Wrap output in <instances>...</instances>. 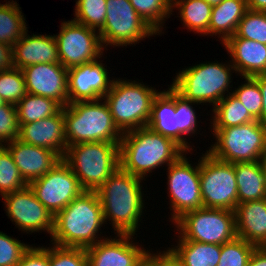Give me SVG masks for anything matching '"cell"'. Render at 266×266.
Returning a JSON list of instances; mask_svg holds the SVG:
<instances>
[{
  "mask_svg": "<svg viewBox=\"0 0 266 266\" xmlns=\"http://www.w3.org/2000/svg\"><path fill=\"white\" fill-rule=\"evenodd\" d=\"M142 182V178L119 167L96 190L105 224L109 221L114 234L137 235L136 232L140 228L141 216H144L145 209Z\"/></svg>",
  "mask_w": 266,
  "mask_h": 266,
  "instance_id": "1",
  "label": "cell"
},
{
  "mask_svg": "<svg viewBox=\"0 0 266 266\" xmlns=\"http://www.w3.org/2000/svg\"><path fill=\"white\" fill-rule=\"evenodd\" d=\"M104 224L96 191L85 190L54 216L50 242L61 247L86 249L107 238L100 231Z\"/></svg>",
  "mask_w": 266,
  "mask_h": 266,
  "instance_id": "2",
  "label": "cell"
},
{
  "mask_svg": "<svg viewBox=\"0 0 266 266\" xmlns=\"http://www.w3.org/2000/svg\"><path fill=\"white\" fill-rule=\"evenodd\" d=\"M185 152L171 138L142 127L123 133L119 143L120 168L146 181L148 173L163 165L168 167Z\"/></svg>",
  "mask_w": 266,
  "mask_h": 266,
  "instance_id": "3",
  "label": "cell"
},
{
  "mask_svg": "<svg viewBox=\"0 0 266 266\" xmlns=\"http://www.w3.org/2000/svg\"><path fill=\"white\" fill-rule=\"evenodd\" d=\"M226 62L215 59L185 67L176 73L170 86L183 98L213 108L232 93V73L236 71L230 60Z\"/></svg>",
  "mask_w": 266,
  "mask_h": 266,
  "instance_id": "4",
  "label": "cell"
},
{
  "mask_svg": "<svg viewBox=\"0 0 266 266\" xmlns=\"http://www.w3.org/2000/svg\"><path fill=\"white\" fill-rule=\"evenodd\" d=\"M64 125L67 146L86 142L120 143L123 135L103 98L66 105Z\"/></svg>",
  "mask_w": 266,
  "mask_h": 266,
  "instance_id": "5",
  "label": "cell"
},
{
  "mask_svg": "<svg viewBox=\"0 0 266 266\" xmlns=\"http://www.w3.org/2000/svg\"><path fill=\"white\" fill-rule=\"evenodd\" d=\"M138 81L114 78L111 89L103 97L122 133L147 127L153 100L160 92Z\"/></svg>",
  "mask_w": 266,
  "mask_h": 266,
  "instance_id": "6",
  "label": "cell"
},
{
  "mask_svg": "<svg viewBox=\"0 0 266 266\" xmlns=\"http://www.w3.org/2000/svg\"><path fill=\"white\" fill-rule=\"evenodd\" d=\"M63 160L81 187L96 191L119 167V143L86 142L67 147Z\"/></svg>",
  "mask_w": 266,
  "mask_h": 266,
  "instance_id": "7",
  "label": "cell"
},
{
  "mask_svg": "<svg viewBox=\"0 0 266 266\" xmlns=\"http://www.w3.org/2000/svg\"><path fill=\"white\" fill-rule=\"evenodd\" d=\"M211 132L215 142L206 152L223 162L260 161L266 148V125L258 120L234 127L211 128Z\"/></svg>",
  "mask_w": 266,
  "mask_h": 266,
  "instance_id": "8",
  "label": "cell"
},
{
  "mask_svg": "<svg viewBox=\"0 0 266 266\" xmlns=\"http://www.w3.org/2000/svg\"><path fill=\"white\" fill-rule=\"evenodd\" d=\"M173 226L178 241L222 245L237 237L235 212L227 209L201 207L188 211Z\"/></svg>",
  "mask_w": 266,
  "mask_h": 266,
  "instance_id": "9",
  "label": "cell"
},
{
  "mask_svg": "<svg viewBox=\"0 0 266 266\" xmlns=\"http://www.w3.org/2000/svg\"><path fill=\"white\" fill-rule=\"evenodd\" d=\"M106 17L99 31L102 45L127 47L159 34L136 12L129 0H106ZM150 36V37H149Z\"/></svg>",
  "mask_w": 266,
  "mask_h": 266,
  "instance_id": "10",
  "label": "cell"
},
{
  "mask_svg": "<svg viewBox=\"0 0 266 266\" xmlns=\"http://www.w3.org/2000/svg\"><path fill=\"white\" fill-rule=\"evenodd\" d=\"M200 155V188L203 207L234 211L238 188L233 163L223 162L208 152Z\"/></svg>",
  "mask_w": 266,
  "mask_h": 266,
  "instance_id": "11",
  "label": "cell"
},
{
  "mask_svg": "<svg viewBox=\"0 0 266 266\" xmlns=\"http://www.w3.org/2000/svg\"><path fill=\"white\" fill-rule=\"evenodd\" d=\"M185 152L167 169L170 222L174 223L184 213L203 207L200 188V158L192 164ZM193 165L195 167H193ZM172 219V220H171Z\"/></svg>",
  "mask_w": 266,
  "mask_h": 266,
  "instance_id": "12",
  "label": "cell"
},
{
  "mask_svg": "<svg viewBox=\"0 0 266 266\" xmlns=\"http://www.w3.org/2000/svg\"><path fill=\"white\" fill-rule=\"evenodd\" d=\"M60 26L59 34L54 37L62 66L69 69L103 57L105 49L98 31L72 19L61 22Z\"/></svg>",
  "mask_w": 266,
  "mask_h": 266,
  "instance_id": "13",
  "label": "cell"
},
{
  "mask_svg": "<svg viewBox=\"0 0 266 266\" xmlns=\"http://www.w3.org/2000/svg\"><path fill=\"white\" fill-rule=\"evenodd\" d=\"M28 185L53 217L85 191L63 159L44 176L33 180Z\"/></svg>",
  "mask_w": 266,
  "mask_h": 266,
  "instance_id": "14",
  "label": "cell"
},
{
  "mask_svg": "<svg viewBox=\"0 0 266 266\" xmlns=\"http://www.w3.org/2000/svg\"><path fill=\"white\" fill-rule=\"evenodd\" d=\"M6 215L20 230L31 234L46 231L51 237L53 216L36 198L29 185L2 197Z\"/></svg>",
  "mask_w": 266,
  "mask_h": 266,
  "instance_id": "15",
  "label": "cell"
},
{
  "mask_svg": "<svg viewBox=\"0 0 266 266\" xmlns=\"http://www.w3.org/2000/svg\"><path fill=\"white\" fill-rule=\"evenodd\" d=\"M102 62L99 58L68 69V104L100 100L111 89L114 78Z\"/></svg>",
  "mask_w": 266,
  "mask_h": 266,
  "instance_id": "16",
  "label": "cell"
},
{
  "mask_svg": "<svg viewBox=\"0 0 266 266\" xmlns=\"http://www.w3.org/2000/svg\"><path fill=\"white\" fill-rule=\"evenodd\" d=\"M26 91L68 105V69L61 64L38 63L22 69Z\"/></svg>",
  "mask_w": 266,
  "mask_h": 266,
  "instance_id": "17",
  "label": "cell"
},
{
  "mask_svg": "<svg viewBox=\"0 0 266 266\" xmlns=\"http://www.w3.org/2000/svg\"><path fill=\"white\" fill-rule=\"evenodd\" d=\"M133 237L116 234L86 248L88 266H135L148 248L144 249Z\"/></svg>",
  "mask_w": 266,
  "mask_h": 266,
  "instance_id": "18",
  "label": "cell"
},
{
  "mask_svg": "<svg viewBox=\"0 0 266 266\" xmlns=\"http://www.w3.org/2000/svg\"><path fill=\"white\" fill-rule=\"evenodd\" d=\"M22 142L54 151L63 159L67 150L64 125V107L55 115L39 121L22 124L19 136Z\"/></svg>",
  "mask_w": 266,
  "mask_h": 266,
  "instance_id": "19",
  "label": "cell"
},
{
  "mask_svg": "<svg viewBox=\"0 0 266 266\" xmlns=\"http://www.w3.org/2000/svg\"><path fill=\"white\" fill-rule=\"evenodd\" d=\"M4 146L11 153L20 175L27 184L44 176L61 160L54 151L24 143L18 138Z\"/></svg>",
  "mask_w": 266,
  "mask_h": 266,
  "instance_id": "20",
  "label": "cell"
},
{
  "mask_svg": "<svg viewBox=\"0 0 266 266\" xmlns=\"http://www.w3.org/2000/svg\"><path fill=\"white\" fill-rule=\"evenodd\" d=\"M227 54L231 57V64L235 68L236 76L253 77L266 74V45L239 38L235 34L223 44Z\"/></svg>",
  "mask_w": 266,
  "mask_h": 266,
  "instance_id": "21",
  "label": "cell"
},
{
  "mask_svg": "<svg viewBox=\"0 0 266 266\" xmlns=\"http://www.w3.org/2000/svg\"><path fill=\"white\" fill-rule=\"evenodd\" d=\"M38 63L60 64L57 42L54 34H28V29L23 36L13 45V65L23 69Z\"/></svg>",
  "mask_w": 266,
  "mask_h": 266,
  "instance_id": "22",
  "label": "cell"
},
{
  "mask_svg": "<svg viewBox=\"0 0 266 266\" xmlns=\"http://www.w3.org/2000/svg\"><path fill=\"white\" fill-rule=\"evenodd\" d=\"M234 212L237 237L257 247H265L266 199L237 204Z\"/></svg>",
  "mask_w": 266,
  "mask_h": 266,
  "instance_id": "23",
  "label": "cell"
},
{
  "mask_svg": "<svg viewBox=\"0 0 266 266\" xmlns=\"http://www.w3.org/2000/svg\"><path fill=\"white\" fill-rule=\"evenodd\" d=\"M175 90L169 86L154 98L147 127L178 143V120L175 114Z\"/></svg>",
  "mask_w": 266,
  "mask_h": 266,
  "instance_id": "24",
  "label": "cell"
},
{
  "mask_svg": "<svg viewBox=\"0 0 266 266\" xmlns=\"http://www.w3.org/2000/svg\"><path fill=\"white\" fill-rule=\"evenodd\" d=\"M247 10L246 0H222L212 8L209 35H218L220 43L223 44L236 33L239 22Z\"/></svg>",
  "mask_w": 266,
  "mask_h": 266,
  "instance_id": "25",
  "label": "cell"
},
{
  "mask_svg": "<svg viewBox=\"0 0 266 266\" xmlns=\"http://www.w3.org/2000/svg\"><path fill=\"white\" fill-rule=\"evenodd\" d=\"M238 204L266 199V173L260 161L234 163Z\"/></svg>",
  "mask_w": 266,
  "mask_h": 266,
  "instance_id": "26",
  "label": "cell"
},
{
  "mask_svg": "<svg viewBox=\"0 0 266 266\" xmlns=\"http://www.w3.org/2000/svg\"><path fill=\"white\" fill-rule=\"evenodd\" d=\"M212 8L204 0H172L171 9L178 10L179 18L188 31L209 36Z\"/></svg>",
  "mask_w": 266,
  "mask_h": 266,
  "instance_id": "27",
  "label": "cell"
},
{
  "mask_svg": "<svg viewBox=\"0 0 266 266\" xmlns=\"http://www.w3.org/2000/svg\"><path fill=\"white\" fill-rule=\"evenodd\" d=\"M176 246L170 249L181 260L184 266H217L221 245L200 243L196 241H175Z\"/></svg>",
  "mask_w": 266,
  "mask_h": 266,
  "instance_id": "28",
  "label": "cell"
},
{
  "mask_svg": "<svg viewBox=\"0 0 266 266\" xmlns=\"http://www.w3.org/2000/svg\"><path fill=\"white\" fill-rule=\"evenodd\" d=\"M212 113L214 116H211L210 128L234 127L256 121L232 93L213 107Z\"/></svg>",
  "mask_w": 266,
  "mask_h": 266,
  "instance_id": "29",
  "label": "cell"
},
{
  "mask_svg": "<svg viewBox=\"0 0 266 266\" xmlns=\"http://www.w3.org/2000/svg\"><path fill=\"white\" fill-rule=\"evenodd\" d=\"M62 106L54 99L27 93L17 104L19 127L55 115Z\"/></svg>",
  "mask_w": 266,
  "mask_h": 266,
  "instance_id": "30",
  "label": "cell"
},
{
  "mask_svg": "<svg viewBox=\"0 0 266 266\" xmlns=\"http://www.w3.org/2000/svg\"><path fill=\"white\" fill-rule=\"evenodd\" d=\"M16 1L0 3V42L13 46L27 30L24 13Z\"/></svg>",
  "mask_w": 266,
  "mask_h": 266,
  "instance_id": "31",
  "label": "cell"
},
{
  "mask_svg": "<svg viewBox=\"0 0 266 266\" xmlns=\"http://www.w3.org/2000/svg\"><path fill=\"white\" fill-rule=\"evenodd\" d=\"M200 105L199 103L192 102L183 98L180 94L175 91V114H177L178 120V144L186 151L192 152L193 149L188 143L186 136H195L200 132L198 130V116L197 112L195 111V106L193 105ZM198 131V132H197Z\"/></svg>",
  "mask_w": 266,
  "mask_h": 266,
  "instance_id": "32",
  "label": "cell"
},
{
  "mask_svg": "<svg viewBox=\"0 0 266 266\" xmlns=\"http://www.w3.org/2000/svg\"><path fill=\"white\" fill-rule=\"evenodd\" d=\"M138 15L159 35L164 34L165 19L172 16V0H129Z\"/></svg>",
  "mask_w": 266,
  "mask_h": 266,
  "instance_id": "33",
  "label": "cell"
},
{
  "mask_svg": "<svg viewBox=\"0 0 266 266\" xmlns=\"http://www.w3.org/2000/svg\"><path fill=\"white\" fill-rule=\"evenodd\" d=\"M73 21L95 29L103 28L106 17V0H76Z\"/></svg>",
  "mask_w": 266,
  "mask_h": 266,
  "instance_id": "34",
  "label": "cell"
},
{
  "mask_svg": "<svg viewBox=\"0 0 266 266\" xmlns=\"http://www.w3.org/2000/svg\"><path fill=\"white\" fill-rule=\"evenodd\" d=\"M27 185L9 150L4 145L0 146V196L21 190Z\"/></svg>",
  "mask_w": 266,
  "mask_h": 266,
  "instance_id": "35",
  "label": "cell"
},
{
  "mask_svg": "<svg viewBox=\"0 0 266 266\" xmlns=\"http://www.w3.org/2000/svg\"><path fill=\"white\" fill-rule=\"evenodd\" d=\"M26 94V83L22 69L13 67L0 72V96L5 103L16 105Z\"/></svg>",
  "mask_w": 266,
  "mask_h": 266,
  "instance_id": "36",
  "label": "cell"
},
{
  "mask_svg": "<svg viewBox=\"0 0 266 266\" xmlns=\"http://www.w3.org/2000/svg\"><path fill=\"white\" fill-rule=\"evenodd\" d=\"M257 246L236 237L221 245V255L217 266H248Z\"/></svg>",
  "mask_w": 266,
  "mask_h": 266,
  "instance_id": "37",
  "label": "cell"
},
{
  "mask_svg": "<svg viewBox=\"0 0 266 266\" xmlns=\"http://www.w3.org/2000/svg\"><path fill=\"white\" fill-rule=\"evenodd\" d=\"M244 83L232 94L245 106L248 112L262 123V94L258 82L253 77H242Z\"/></svg>",
  "mask_w": 266,
  "mask_h": 266,
  "instance_id": "38",
  "label": "cell"
},
{
  "mask_svg": "<svg viewBox=\"0 0 266 266\" xmlns=\"http://www.w3.org/2000/svg\"><path fill=\"white\" fill-rule=\"evenodd\" d=\"M235 35L266 45V12L248 9L240 20Z\"/></svg>",
  "mask_w": 266,
  "mask_h": 266,
  "instance_id": "39",
  "label": "cell"
},
{
  "mask_svg": "<svg viewBox=\"0 0 266 266\" xmlns=\"http://www.w3.org/2000/svg\"><path fill=\"white\" fill-rule=\"evenodd\" d=\"M30 246L0 231V266H17Z\"/></svg>",
  "mask_w": 266,
  "mask_h": 266,
  "instance_id": "40",
  "label": "cell"
},
{
  "mask_svg": "<svg viewBox=\"0 0 266 266\" xmlns=\"http://www.w3.org/2000/svg\"><path fill=\"white\" fill-rule=\"evenodd\" d=\"M50 266H88L86 249L50 244Z\"/></svg>",
  "mask_w": 266,
  "mask_h": 266,
  "instance_id": "41",
  "label": "cell"
},
{
  "mask_svg": "<svg viewBox=\"0 0 266 266\" xmlns=\"http://www.w3.org/2000/svg\"><path fill=\"white\" fill-rule=\"evenodd\" d=\"M19 136V124L16 105L5 103L0 106V146Z\"/></svg>",
  "mask_w": 266,
  "mask_h": 266,
  "instance_id": "42",
  "label": "cell"
},
{
  "mask_svg": "<svg viewBox=\"0 0 266 266\" xmlns=\"http://www.w3.org/2000/svg\"><path fill=\"white\" fill-rule=\"evenodd\" d=\"M17 266H50V246H30Z\"/></svg>",
  "mask_w": 266,
  "mask_h": 266,
  "instance_id": "43",
  "label": "cell"
},
{
  "mask_svg": "<svg viewBox=\"0 0 266 266\" xmlns=\"http://www.w3.org/2000/svg\"><path fill=\"white\" fill-rule=\"evenodd\" d=\"M13 67V46L0 42V72Z\"/></svg>",
  "mask_w": 266,
  "mask_h": 266,
  "instance_id": "44",
  "label": "cell"
},
{
  "mask_svg": "<svg viewBox=\"0 0 266 266\" xmlns=\"http://www.w3.org/2000/svg\"><path fill=\"white\" fill-rule=\"evenodd\" d=\"M159 266H184L176 254L168 247L165 251H159Z\"/></svg>",
  "mask_w": 266,
  "mask_h": 266,
  "instance_id": "45",
  "label": "cell"
},
{
  "mask_svg": "<svg viewBox=\"0 0 266 266\" xmlns=\"http://www.w3.org/2000/svg\"><path fill=\"white\" fill-rule=\"evenodd\" d=\"M248 266H266V246L255 248Z\"/></svg>",
  "mask_w": 266,
  "mask_h": 266,
  "instance_id": "46",
  "label": "cell"
},
{
  "mask_svg": "<svg viewBox=\"0 0 266 266\" xmlns=\"http://www.w3.org/2000/svg\"><path fill=\"white\" fill-rule=\"evenodd\" d=\"M258 82L262 94V123L266 125V74L253 76Z\"/></svg>",
  "mask_w": 266,
  "mask_h": 266,
  "instance_id": "47",
  "label": "cell"
},
{
  "mask_svg": "<svg viewBox=\"0 0 266 266\" xmlns=\"http://www.w3.org/2000/svg\"><path fill=\"white\" fill-rule=\"evenodd\" d=\"M135 266H159V252L154 253L152 249L147 251Z\"/></svg>",
  "mask_w": 266,
  "mask_h": 266,
  "instance_id": "48",
  "label": "cell"
},
{
  "mask_svg": "<svg viewBox=\"0 0 266 266\" xmlns=\"http://www.w3.org/2000/svg\"><path fill=\"white\" fill-rule=\"evenodd\" d=\"M246 2L248 9L266 12V0H246Z\"/></svg>",
  "mask_w": 266,
  "mask_h": 266,
  "instance_id": "49",
  "label": "cell"
},
{
  "mask_svg": "<svg viewBox=\"0 0 266 266\" xmlns=\"http://www.w3.org/2000/svg\"><path fill=\"white\" fill-rule=\"evenodd\" d=\"M260 162H261L263 170L266 173V148L264 149L263 154L261 155Z\"/></svg>",
  "mask_w": 266,
  "mask_h": 266,
  "instance_id": "50",
  "label": "cell"
},
{
  "mask_svg": "<svg viewBox=\"0 0 266 266\" xmlns=\"http://www.w3.org/2000/svg\"><path fill=\"white\" fill-rule=\"evenodd\" d=\"M204 1H206L211 6H215L218 5L222 0H204Z\"/></svg>",
  "mask_w": 266,
  "mask_h": 266,
  "instance_id": "51",
  "label": "cell"
},
{
  "mask_svg": "<svg viewBox=\"0 0 266 266\" xmlns=\"http://www.w3.org/2000/svg\"><path fill=\"white\" fill-rule=\"evenodd\" d=\"M3 104H5V101L2 99V97L0 96V106H2Z\"/></svg>",
  "mask_w": 266,
  "mask_h": 266,
  "instance_id": "52",
  "label": "cell"
}]
</instances>
